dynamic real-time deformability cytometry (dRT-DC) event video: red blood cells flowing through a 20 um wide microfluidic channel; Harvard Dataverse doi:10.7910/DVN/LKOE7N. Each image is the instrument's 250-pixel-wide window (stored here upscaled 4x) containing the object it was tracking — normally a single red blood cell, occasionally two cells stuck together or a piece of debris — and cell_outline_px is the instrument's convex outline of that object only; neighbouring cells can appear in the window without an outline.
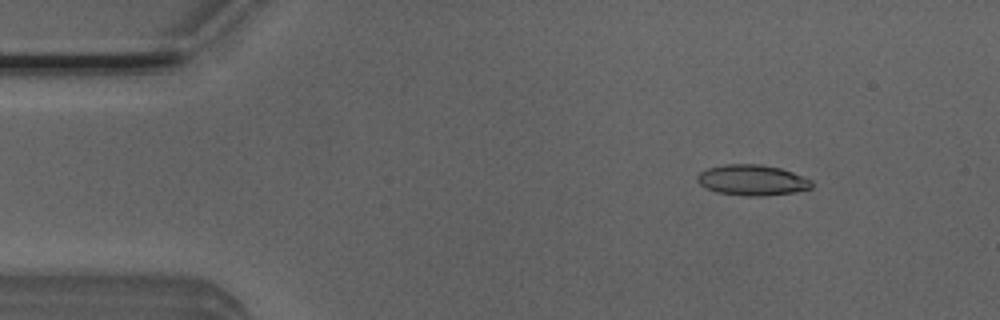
{"species": "Egyptian fruit bat (a non-hibernating species)", "species_latin": "Rousettus aegyptiacus", "temperature_condition": "room temperature", "stored_images_in_passage": 5, "camera_frame_rate_fps": 3000, "um_per_image_px": 0.085, "animal": {"sex": "male"}, "frame": {"image": 1, "passage_image": 2, "time_ms": 0.333, "image_size_px": [1000, 320], "cell_outline_px": [[812, 188], [792, 192], [764, 196], [744, 196], [716, 192], [700, 184], [696, 180], [696, 176], [700, 172], [708, 168], [724, 164], [760, 164], [780, 168], [792, 172], [812, 180]], "centroid_in_image_um": [63.92, 15.31], "position_along_channel_um": 21.1, "area_um2": 20.4}}
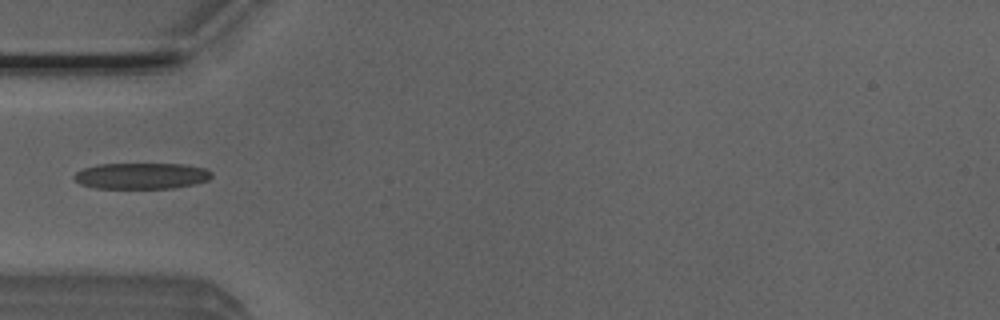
{"frame": {"image": 2, "passage_image": 5, "time_ms": 1.333, "image_size_px": [1000, 320], "cell_outline_px": [[212, 176], [208, 180], [192, 184], [172, 188], [96, 188], [80, 184], [72, 176], [76, 172], [84, 168], [96, 164], [184, 164], [204, 168], [212, 172]], "centroid_in_image_um": [12.0, 14.94], "position_along_channel_um": 73.0, "area_um2": 20.87}}